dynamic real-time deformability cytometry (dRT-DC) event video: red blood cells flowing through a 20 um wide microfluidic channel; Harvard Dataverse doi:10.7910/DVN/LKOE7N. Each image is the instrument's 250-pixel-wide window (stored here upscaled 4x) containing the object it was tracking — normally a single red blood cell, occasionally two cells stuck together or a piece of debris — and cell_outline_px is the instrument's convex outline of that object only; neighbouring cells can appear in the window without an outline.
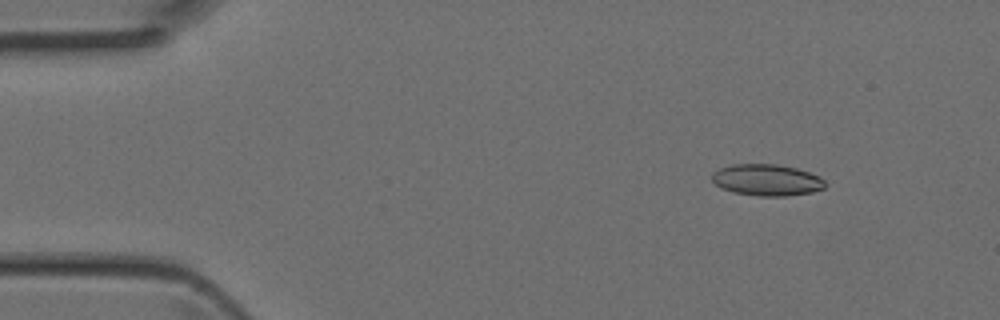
{"species": "Egyptian fruit bat (a non-hibernating species)", "species_latin": "Rousettus aegyptiacus", "temperature_condition": "room temperature", "stored_images_in_passage": 3, "camera_frame_rate_fps": 3000, "um_per_image_px": 0.085, "animal": {"sex": "female"}, "frame": {"image": 1, "passage_image": 1, "time_ms": 0.0, "image_size_px": [1000, 320], "cell_outline_px": [[824, 188], [812, 192], [784, 196], [756, 196], [732, 192], [720, 188], [712, 180], [712, 172], [720, 168], [732, 164], [776, 164], [796, 168], [820, 176], [824, 180]], "centroid_in_image_um": [65.15, 15.3], "position_along_channel_um": 19.9, "area_um2": 20.81}}
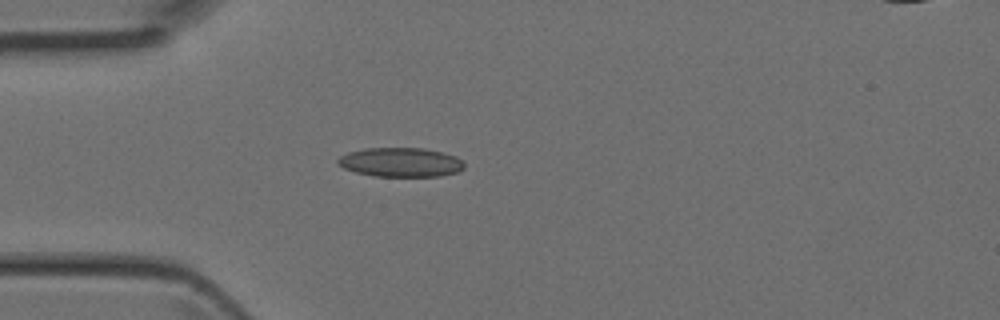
{"frame": {"image": 2, "passage_image": 3, "time_ms": 0.667, "image_size_px": [1000, 320], "cell_outline_px": [[464, 168], [456, 172], [440, 176], [376, 176], [356, 172], [344, 168], [336, 164], [336, 160], [340, 156], [348, 152], [364, 148], [424, 148], [444, 152], [456, 156], [464, 164]], "centroid_in_image_um": [34.03, 13.78], "position_along_channel_um": 51.0, "area_um2": 21.56}}